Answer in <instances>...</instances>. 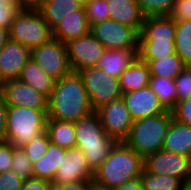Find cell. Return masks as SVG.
Here are the masks:
<instances>
[{
    "instance_id": "cell-25",
    "label": "cell",
    "mask_w": 191,
    "mask_h": 190,
    "mask_svg": "<svg viewBox=\"0 0 191 190\" xmlns=\"http://www.w3.org/2000/svg\"><path fill=\"white\" fill-rule=\"evenodd\" d=\"M46 133L52 144L68 149L76 145L74 122L47 119Z\"/></svg>"
},
{
    "instance_id": "cell-39",
    "label": "cell",
    "mask_w": 191,
    "mask_h": 190,
    "mask_svg": "<svg viewBox=\"0 0 191 190\" xmlns=\"http://www.w3.org/2000/svg\"><path fill=\"white\" fill-rule=\"evenodd\" d=\"M169 16L175 21L191 20V0H175Z\"/></svg>"
},
{
    "instance_id": "cell-20",
    "label": "cell",
    "mask_w": 191,
    "mask_h": 190,
    "mask_svg": "<svg viewBox=\"0 0 191 190\" xmlns=\"http://www.w3.org/2000/svg\"><path fill=\"white\" fill-rule=\"evenodd\" d=\"M138 58V50L106 49L97 67L110 76H119Z\"/></svg>"
},
{
    "instance_id": "cell-42",
    "label": "cell",
    "mask_w": 191,
    "mask_h": 190,
    "mask_svg": "<svg viewBox=\"0 0 191 190\" xmlns=\"http://www.w3.org/2000/svg\"><path fill=\"white\" fill-rule=\"evenodd\" d=\"M51 181L39 178H29L24 181L21 190H47Z\"/></svg>"
},
{
    "instance_id": "cell-5",
    "label": "cell",
    "mask_w": 191,
    "mask_h": 190,
    "mask_svg": "<svg viewBox=\"0 0 191 190\" xmlns=\"http://www.w3.org/2000/svg\"><path fill=\"white\" fill-rule=\"evenodd\" d=\"M48 110L8 106L5 140L22 148L46 131Z\"/></svg>"
},
{
    "instance_id": "cell-22",
    "label": "cell",
    "mask_w": 191,
    "mask_h": 190,
    "mask_svg": "<svg viewBox=\"0 0 191 190\" xmlns=\"http://www.w3.org/2000/svg\"><path fill=\"white\" fill-rule=\"evenodd\" d=\"M150 78L151 74L148 64L137 58L119 76L118 81L122 92L128 93L149 86Z\"/></svg>"
},
{
    "instance_id": "cell-40",
    "label": "cell",
    "mask_w": 191,
    "mask_h": 190,
    "mask_svg": "<svg viewBox=\"0 0 191 190\" xmlns=\"http://www.w3.org/2000/svg\"><path fill=\"white\" fill-rule=\"evenodd\" d=\"M14 146L6 140H0V174L10 171L13 160Z\"/></svg>"
},
{
    "instance_id": "cell-13",
    "label": "cell",
    "mask_w": 191,
    "mask_h": 190,
    "mask_svg": "<svg viewBox=\"0 0 191 190\" xmlns=\"http://www.w3.org/2000/svg\"><path fill=\"white\" fill-rule=\"evenodd\" d=\"M93 179L94 172L90 169L84 153L81 149L72 147L65 150L51 183L60 186L71 182L93 181Z\"/></svg>"
},
{
    "instance_id": "cell-12",
    "label": "cell",
    "mask_w": 191,
    "mask_h": 190,
    "mask_svg": "<svg viewBox=\"0 0 191 190\" xmlns=\"http://www.w3.org/2000/svg\"><path fill=\"white\" fill-rule=\"evenodd\" d=\"M65 45L72 72H78L87 67H97L98 59L106 50L92 33L69 40Z\"/></svg>"
},
{
    "instance_id": "cell-6",
    "label": "cell",
    "mask_w": 191,
    "mask_h": 190,
    "mask_svg": "<svg viewBox=\"0 0 191 190\" xmlns=\"http://www.w3.org/2000/svg\"><path fill=\"white\" fill-rule=\"evenodd\" d=\"M52 29L38 10H21L12 22L9 40L32 50L48 42Z\"/></svg>"
},
{
    "instance_id": "cell-37",
    "label": "cell",
    "mask_w": 191,
    "mask_h": 190,
    "mask_svg": "<svg viewBox=\"0 0 191 190\" xmlns=\"http://www.w3.org/2000/svg\"><path fill=\"white\" fill-rule=\"evenodd\" d=\"M178 101L191 96V67L184 68L174 79Z\"/></svg>"
},
{
    "instance_id": "cell-15",
    "label": "cell",
    "mask_w": 191,
    "mask_h": 190,
    "mask_svg": "<svg viewBox=\"0 0 191 190\" xmlns=\"http://www.w3.org/2000/svg\"><path fill=\"white\" fill-rule=\"evenodd\" d=\"M121 98L133 120L159 115L167 111L150 86L123 93Z\"/></svg>"
},
{
    "instance_id": "cell-21",
    "label": "cell",
    "mask_w": 191,
    "mask_h": 190,
    "mask_svg": "<svg viewBox=\"0 0 191 190\" xmlns=\"http://www.w3.org/2000/svg\"><path fill=\"white\" fill-rule=\"evenodd\" d=\"M162 150L191 158V126L172 119L163 142Z\"/></svg>"
},
{
    "instance_id": "cell-48",
    "label": "cell",
    "mask_w": 191,
    "mask_h": 190,
    "mask_svg": "<svg viewBox=\"0 0 191 190\" xmlns=\"http://www.w3.org/2000/svg\"><path fill=\"white\" fill-rule=\"evenodd\" d=\"M78 2L83 8L89 3L90 0H75Z\"/></svg>"
},
{
    "instance_id": "cell-46",
    "label": "cell",
    "mask_w": 191,
    "mask_h": 190,
    "mask_svg": "<svg viewBox=\"0 0 191 190\" xmlns=\"http://www.w3.org/2000/svg\"><path fill=\"white\" fill-rule=\"evenodd\" d=\"M45 0H16L21 10H38Z\"/></svg>"
},
{
    "instance_id": "cell-18",
    "label": "cell",
    "mask_w": 191,
    "mask_h": 190,
    "mask_svg": "<svg viewBox=\"0 0 191 190\" xmlns=\"http://www.w3.org/2000/svg\"><path fill=\"white\" fill-rule=\"evenodd\" d=\"M108 11L110 19L141 31L146 16L136 0H108Z\"/></svg>"
},
{
    "instance_id": "cell-11",
    "label": "cell",
    "mask_w": 191,
    "mask_h": 190,
    "mask_svg": "<svg viewBox=\"0 0 191 190\" xmlns=\"http://www.w3.org/2000/svg\"><path fill=\"white\" fill-rule=\"evenodd\" d=\"M144 169L151 174L175 176L186 183L191 178V158L160 150L144 159Z\"/></svg>"
},
{
    "instance_id": "cell-50",
    "label": "cell",
    "mask_w": 191,
    "mask_h": 190,
    "mask_svg": "<svg viewBox=\"0 0 191 190\" xmlns=\"http://www.w3.org/2000/svg\"><path fill=\"white\" fill-rule=\"evenodd\" d=\"M184 190H191V178L184 183Z\"/></svg>"
},
{
    "instance_id": "cell-1",
    "label": "cell",
    "mask_w": 191,
    "mask_h": 190,
    "mask_svg": "<svg viewBox=\"0 0 191 190\" xmlns=\"http://www.w3.org/2000/svg\"><path fill=\"white\" fill-rule=\"evenodd\" d=\"M94 112L78 72L55 82L48 99V118L76 122Z\"/></svg>"
},
{
    "instance_id": "cell-26",
    "label": "cell",
    "mask_w": 191,
    "mask_h": 190,
    "mask_svg": "<svg viewBox=\"0 0 191 190\" xmlns=\"http://www.w3.org/2000/svg\"><path fill=\"white\" fill-rule=\"evenodd\" d=\"M81 8L82 6L75 0H45L38 11L53 29L65 16Z\"/></svg>"
},
{
    "instance_id": "cell-32",
    "label": "cell",
    "mask_w": 191,
    "mask_h": 190,
    "mask_svg": "<svg viewBox=\"0 0 191 190\" xmlns=\"http://www.w3.org/2000/svg\"><path fill=\"white\" fill-rule=\"evenodd\" d=\"M143 14L149 16H169L175 0H136Z\"/></svg>"
},
{
    "instance_id": "cell-7",
    "label": "cell",
    "mask_w": 191,
    "mask_h": 190,
    "mask_svg": "<svg viewBox=\"0 0 191 190\" xmlns=\"http://www.w3.org/2000/svg\"><path fill=\"white\" fill-rule=\"evenodd\" d=\"M93 110L111 101L121 99V90L118 78L102 71L99 67H87L78 71Z\"/></svg>"
},
{
    "instance_id": "cell-29",
    "label": "cell",
    "mask_w": 191,
    "mask_h": 190,
    "mask_svg": "<svg viewBox=\"0 0 191 190\" xmlns=\"http://www.w3.org/2000/svg\"><path fill=\"white\" fill-rule=\"evenodd\" d=\"M175 51L191 67V20L176 21Z\"/></svg>"
},
{
    "instance_id": "cell-23",
    "label": "cell",
    "mask_w": 191,
    "mask_h": 190,
    "mask_svg": "<svg viewBox=\"0 0 191 190\" xmlns=\"http://www.w3.org/2000/svg\"><path fill=\"white\" fill-rule=\"evenodd\" d=\"M19 79L33 87L37 92L45 95L48 99L51 96L56 82V80L39 67L32 58H30L23 67Z\"/></svg>"
},
{
    "instance_id": "cell-51",
    "label": "cell",
    "mask_w": 191,
    "mask_h": 190,
    "mask_svg": "<svg viewBox=\"0 0 191 190\" xmlns=\"http://www.w3.org/2000/svg\"><path fill=\"white\" fill-rule=\"evenodd\" d=\"M3 83H4V81L2 80V78H1V76H0V90H2Z\"/></svg>"
},
{
    "instance_id": "cell-17",
    "label": "cell",
    "mask_w": 191,
    "mask_h": 190,
    "mask_svg": "<svg viewBox=\"0 0 191 190\" xmlns=\"http://www.w3.org/2000/svg\"><path fill=\"white\" fill-rule=\"evenodd\" d=\"M90 28L85 9L82 7L77 11H73L72 14L65 16L52 29V37L66 43L69 40L89 34Z\"/></svg>"
},
{
    "instance_id": "cell-47",
    "label": "cell",
    "mask_w": 191,
    "mask_h": 190,
    "mask_svg": "<svg viewBox=\"0 0 191 190\" xmlns=\"http://www.w3.org/2000/svg\"><path fill=\"white\" fill-rule=\"evenodd\" d=\"M9 41V30L0 28V51Z\"/></svg>"
},
{
    "instance_id": "cell-43",
    "label": "cell",
    "mask_w": 191,
    "mask_h": 190,
    "mask_svg": "<svg viewBox=\"0 0 191 190\" xmlns=\"http://www.w3.org/2000/svg\"><path fill=\"white\" fill-rule=\"evenodd\" d=\"M7 111L8 105L3 95L0 94V140H5Z\"/></svg>"
},
{
    "instance_id": "cell-10",
    "label": "cell",
    "mask_w": 191,
    "mask_h": 190,
    "mask_svg": "<svg viewBox=\"0 0 191 190\" xmlns=\"http://www.w3.org/2000/svg\"><path fill=\"white\" fill-rule=\"evenodd\" d=\"M95 112L111 138L117 142H124L128 138L134 120L122 98L102 105Z\"/></svg>"
},
{
    "instance_id": "cell-49",
    "label": "cell",
    "mask_w": 191,
    "mask_h": 190,
    "mask_svg": "<svg viewBox=\"0 0 191 190\" xmlns=\"http://www.w3.org/2000/svg\"><path fill=\"white\" fill-rule=\"evenodd\" d=\"M47 190H61L58 185H53L52 183L48 186Z\"/></svg>"
},
{
    "instance_id": "cell-28",
    "label": "cell",
    "mask_w": 191,
    "mask_h": 190,
    "mask_svg": "<svg viewBox=\"0 0 191 190\" xmlns=\"http://www.w3.org/2000/svg\"><path fill=\"white\" fill-rule=\"evenodd\" d=\"M176 53L175 41H139L138 58L140 60H157Z\"/></svg>"
},
{
    "instance_id": "cell-35",
    "label": "cell",
    "mask_w": 191,
    "mask_h": 190,
    "mask_svg": "<svg viewBox=\"0 0 191 190\" xmlns=\"http://www.w3.org/2000/svg\"><path fill=\"white\" fill-rule=\"evenodd\" d=\"M11 170L24 180L33 177L32 163L22 148H15Z\"/></svg>"
},
{
    "instance_id": "cell-30",
    "label": "cell",
    "mask_w": 191,
    "mask_h": 190,
    "mask_svg": "<svg viewBox=\"0 0 191 190\" xmlns=\"http://www.w3.org/2000/svg\"><path fill=\"white\" fill-rule=\"evenodd\" d=\"M149 86L167 110H172L175 107L178 99L174 79L151 76Z\"/></svg>"
},
{
    "instance_id": "cell-3",
    "label": "cell",
    "mask_w": 191,
    "mask_h": 190,
    "mask_svg": "<svg viewBox=\"0 0 191 190\" xmlns=\"http://www.w3.org/2000/svg\"><path fill=\"white\" fill-rule=\"evenodd\" d=\"M76 132L75 147L82 150L90 169L95 172L108 157L117 143L103 129L99 116L91 115L74 122Z\"/></svg>"
},
{
    "instance_id": "cell-45",
    "label": "cell",
    "mask_w": 191,
    "mask_h": 190,
    "mask_svg": "<svg viewBox=\"0 0 191 190\" xmlns=\"http://www.w3.org/2000/svg\"><path fill=\"white\" fill-rule=\"evenodd\" d=\"M112 190H144L141 178H136L134 180L123 183L120 186L113 188Z\"/></svg>"
},
{
    "instance_id": "cell-9",
    "label": "cell",
    "mask_w": 191,
    "mask_h": 190,
    "mask_svg": "<svg viewBox=\"0 0 191 190\" xmlns=\"http://www.w3.org/2000/svg\"><path fill=\"white\" fill-rule=\"evenodd\" d=\"M31 58L56 81L72 72L66 45L56 38H51L43 45L33 48Z\"/></svg>"
},
{
    "instance_id": "cell-2",
    "label": "cell",
    "mask_w": 191,
    "mask_h": 190,
    "mask_svg": "<svg viewBox=\"0 0 191 190\" xmlns=\"http://www.w3.org/2000/svg\"><path fill=\"white\" fill-rule=\"evenodd\" d=\"M144 159L125 142H117L108 157L94 172L96 188L112 190L125 182L141 177Z\"/></svg>"
},
{
    "instance_id": "cell-27",
    "label": "cell",
    "mask_w": 191,
    "mask_h": 190,
    "mask_svg": "<svg viewBox=\"0 0 191 190\" xmlns=\"http://www.w3.org/2000/svg\"><path fill=\"white\" fill-rule=\"evenodd\" d=\"M149 66L151 76L175 79L186 68L184 61L177 54L160 57L157 60H141Z\"/></svg>"
},
{
    "instance_id": "cell-4",
    "label": "cell",
    "mask_w": 191,
    "mask_h": 190,
    "mask_svg": "<svg viewBox=\"0 0 191 190\" xmlns=\"http://www.w3.org/2000/svg\"><path fill=\"white\" fill-rule=\"evenodd\" d=\"M173 119L171 110L133 121L128 138L124 141L143 159L162 150L169 125Z\"/></svg>"
},
{
    "instance_id": "cell-38",
    "label": "cell",
    "mask_w": 191,
    "mask_h": 190,
    "mask_svg": "<svg viewBox=\"0 0 191 190\" xmlns=\"http://www.w3.org/2000/svg\"><path fill=\"white\" fill-rule=\"evenodd\" d=\"M171 111L174 120L191 126V96L184 100L178 101Z\"/></svg>"
},
{
    "instance_id": "cell-34",
    "label": "cell",
    "mask_w": 191,
    "mask_h": 190,
    "mask_svg": "<svg viewBox=\"0 0 191 190\" xmlns=\"http://www.w3.org/2000/svg\"><path fill=\"white\" fill-rule=\"evenodd\" d=\"M50 144V140L48 134L45 132L41 133L31 142L22 147L23 151L27 154L30 162L33 164L43 155H45L48 146Z\"/></svg>"
},
{
    "instance_id": "cell-24",
    "label": "cell",
    "mask_w": 191,
    "mask_h": 190,
    "mask_svg": "<svg viewBox=\"0 0 191 190\" xmlns=\"http://www.w3.org/2000/svg\"><path fill=\"white\" fill-rule=\"evenodd\" d=\"M65 150V148L50 142L45 155L32 164L33 177L52 182L64 157Z\"/></svg>"
},
{
    "instance_id": "cell-19",
    "label": "cell",
    "mask_w": 191,
    "mask_h": 190,
    "mask_svg": "<svg viewBox=\"0 0 191 190\" xmlns=\"http://www.w3.org/2000/svg\"><path fill=\"white\" fill-rule=\"evenodd\" d=\"M176 21L170 16L145 17L139 41H175Z\"/></svg>"
},
{
    "instance_id": "cell-44",
    "label": "cell",
    "mask_w": 191,
    "mask_h": 190,
    "mask_svg": "<svg viewBox=\"0 0 191 190\" xmlns=\"http://www.w3.org/2000/svg\"><path fill=\"white\" fill-rule=\"evenodd\" d=\"M61 190H95L93 181L71 182L59 186Z\"/></svg>"
},
{
    "instance_id": "cell-8",
    "label": "cell",
    "mask_w": 191,
    "mask_h": 190,
    "mask_svg": "<svg viewBox=\"0 0 191 190\" xmlns=\"http://www.w3.org/2000/svg\"><path fill=\"white\" fill-rule=\"evenodd\" d=\"M90 33L105 49L138 50L139 33L115 20L107 19L92 25Z\"/></svg>"
},
{
    "instance_id": "cell-14",
    "label": "cell",
    "mask_w": 191,
    "mask_h": 190,
    "mask_svg": "<svg viewBox=\"0 0 191 190\" xmlns=\"http://www.w3.org/2000/svg\"><path fill=\"white\" fill-rule=\"evenodd\" d=\"M1 94L8 106L48 110V98L20 79L5 81Z\"/></svg>"
},
{
    "instance_id": "cell-33",
    "label": "cell",
    "mask_w": 191,
    "mask_h": 190,
    "mask_svg": "<svg viewBox=\"0 0 191 190\" xmlns=\"http://www.w3.org/2000/svg\"><path fill=\"white\" fill-rule=\"evenodd\" d=\"M84 9L90 27L96 23L110 19L108 0H90Z\"/></svg>"
},
{
    "instance_id": "cell-36",
    "label": "cell",
    "mask_w": 191,
    "mask_h": 190,
    "mask_svg": "<svg viewBox=\"0 0 191 190\" xmlns=\"http://www.w3.org/2000/svg\"><path fill=\"white\" fill-rule=\"evenodd\" d=\"M21 11L16 0H0V28L10 30L16 15Z\"/></svg>"
},
{
    "instance_id": "cell-41",
    "label": "cell",
    "mask_w": 191,
    "mask_h": 190,
    "mask_svg": "<svg viewBox=\"0 0 191 190\" xmlns=\"http://www.w3.org/2000/svg\"><path fill=\"white\" fill-rule=\"evenodd\" d=\"M24 179L12 170L0 174V190H21Z\"/></svg>"
},
{
    "instance_id": "cell-16",
    "label": "cell",
    "mask_w": 191,
    "mask_h": 190,
    "mask_svg": "<svg viewBox=\"0 0 191 190\" xmlns=\"http://www.w3.org/2000/svg\"><path fill=\"white\" fill-rule=\"evenodd\" d=\"M31 58V50L20 43L9 40L0 51V76L8 81L19 79L23 67Z\"/></svg>"
},
{
    "instance_id": "cell-31",
    "label": "cell",
    "mask_w": 191,
    "mask_h": 190,
    "mask_svg": "<svg viewBox=\"0 0 191 190\" xmlns=\"http://www.w3.org/2000/svg\"><path fill=\"white\" fill-rule=\"evenodd\" d=\"M140 178L144 190H184V182L175 176L151 174L144 169Z\"/></svg>"
}]
</instances>
